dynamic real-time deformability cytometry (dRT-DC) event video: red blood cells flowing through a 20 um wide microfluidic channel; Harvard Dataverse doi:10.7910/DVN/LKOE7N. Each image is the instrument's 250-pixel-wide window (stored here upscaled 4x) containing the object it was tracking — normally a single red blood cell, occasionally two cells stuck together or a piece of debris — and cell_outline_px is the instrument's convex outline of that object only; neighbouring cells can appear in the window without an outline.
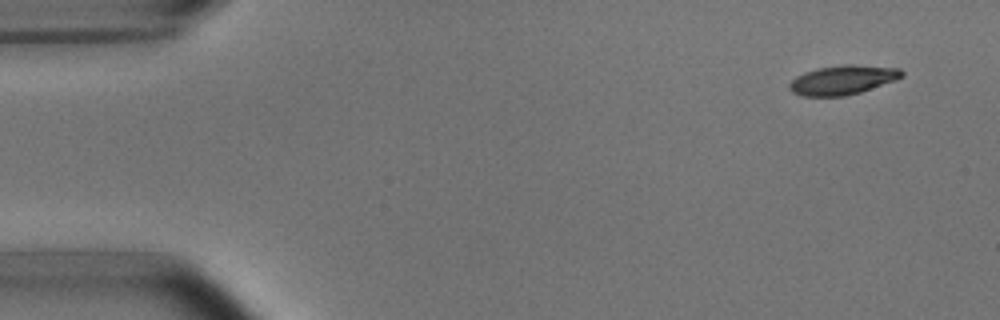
{"species": "common noctule bat (a hibernating species)", "species_latin": "Nyctalus noctula", "temperature_condition": "room temperature", "stored_images_in_passage": 8, "camera_frame_rate_fps": 3000, "um_per_image_px": 0.085, "animal": {"sex": "male", "body_mass_g": 15.6}, "frame": {"image": 1, "passage_image": 1, "time_ms": 0.0, "image_size_px": [1000, 320], "cell_outline_px": [[904, 76], [896, 80], [860, 92], [844, 96], [800, 96], [792, 92], [788, 88], [788, 84], [796, 76], [804, 72], [816, 68], [844, 64], [852, 64], [900, 68], [904, 72]], "centroid_in_image_um": [71.62, 6.79], "position_along_channel_um": 13.4, "area_um2": 19.36}}
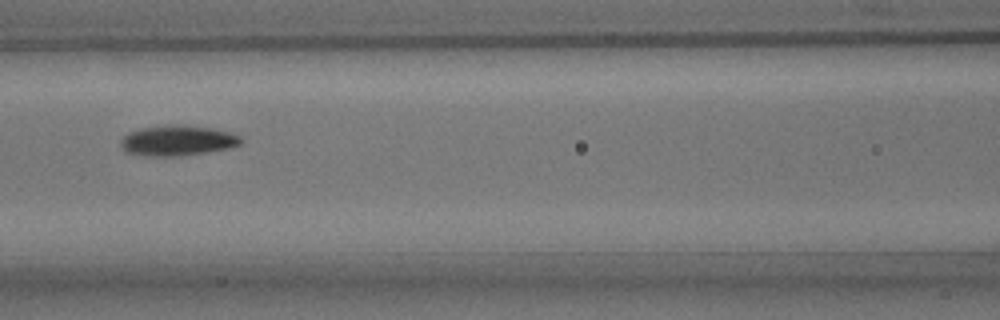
{"frame": {"image": 2, "passage_image": 6, "time_ms": 6.667, "image_size_px": [1000, 320], "cell_outline_px": [[244, 140], [240, 144], [228, 148], [208, 152], [176, 156], [144, 156], [124, 152], [120, 144], [120, 140], [128, 132], [140, 128], [168, 124], [180, 124], [208, 128], [228, 132], [240, 136]], "centroid_in_image_um": [15.03, 11.95], "position_along_channel_um": 151.6, "area_um2": 21.39}}
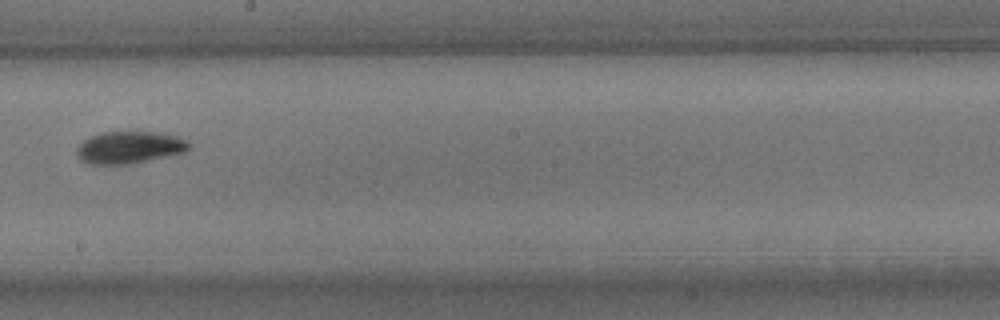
{"frame": {"image": 3, "passage_image": 8, "time_ms": 9.0, "image_size_px": [1000, 320], "cell_outline_px": [[192, 144], [184, 152], [124, 164], [92, 164], [80, 160], [76, 152], [76, 148], [84, 140], [100, 132], [156, 132], [176, 136], [188, 140]], "centroid_in_image_um": [10.98, 12.51], "position_along_channel_um": 237.2, "area_um2": 20.63}}